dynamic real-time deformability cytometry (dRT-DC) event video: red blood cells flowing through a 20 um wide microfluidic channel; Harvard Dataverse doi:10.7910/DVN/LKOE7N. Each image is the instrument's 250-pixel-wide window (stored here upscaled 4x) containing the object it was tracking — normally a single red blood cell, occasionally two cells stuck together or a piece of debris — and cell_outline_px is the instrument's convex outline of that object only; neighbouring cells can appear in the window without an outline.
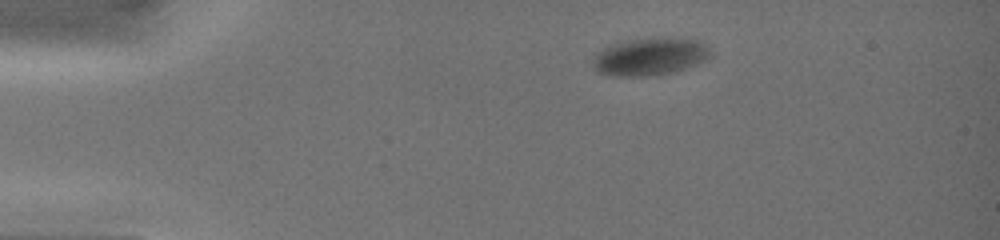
{"species": "common noctule bat (a hibernating species)", "species_latin": "Nyctalus noctula", "temperature_condition": "warm", "stored_images_in_passage": 7, "camera_frame_rate_fps": 3000, "um_per_image_px": 0.085, "animal": {"sex": "female", "body_mass_g": 19.0, "forearm_length_mm": 51.5}, "frame": {"image": 1, "passage_image": 1, "time_ms": 0.0, "image_size_px": [1000, 240], "cell_outline_px": [[712, 56], [696, 64], [672, 72], [652, 76], [612, 76], [596, 72], [592, 64], [592, 56], [596, 52], [612, 44], [632, 40], [668, 36], [696, 40], [704, 44], [708, 48]], "centroid_in_image_um": [55.2, 4.81], "position_along_channel_um": 29.8, "area_um2": 25.89}}
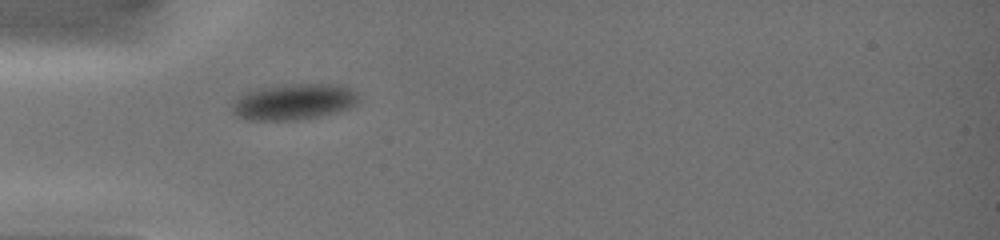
{"frame": {"image": 2, "passage_image": 4, "time_ms": 2.333, "image_size_px": [1000, 240], "cell_outline_px": [[360, 100], [356, 104], [348, 108], [336, 112], [320, 116], [296, 120], [248, 120], [236, 116], [232, 112], [228, 104], [236, 96], [244, 92], [260, 88], [284, 84], [336, 84], [348, 88], [356, 92]], "centroid_in_image_um": [24.88, 8.65], "position_along_channel_um": 60.1, "area_um2": 26.99}}
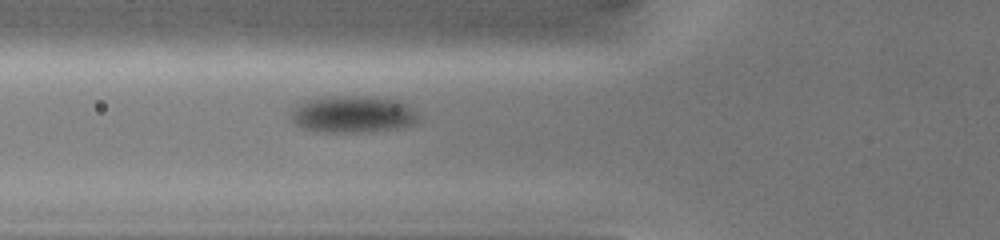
{"frame": {"image": 3, "passage_image": 7, "time_ms": 3.333, "image_size_px": [1000, 240], "cell_outline_px": [[416, 120], [412, 124], [396, 128], [368, 132], [316, 132], [300, 128], [292, 120], [292, 112], [300, 104], [308, 100], [348, 96], [396, 100], [412, 108], [416, 112]], "centroid_in_image_um": [29.96, 9.76], "position_along_channel_um": 95.8, "area_um2": 26.53}}